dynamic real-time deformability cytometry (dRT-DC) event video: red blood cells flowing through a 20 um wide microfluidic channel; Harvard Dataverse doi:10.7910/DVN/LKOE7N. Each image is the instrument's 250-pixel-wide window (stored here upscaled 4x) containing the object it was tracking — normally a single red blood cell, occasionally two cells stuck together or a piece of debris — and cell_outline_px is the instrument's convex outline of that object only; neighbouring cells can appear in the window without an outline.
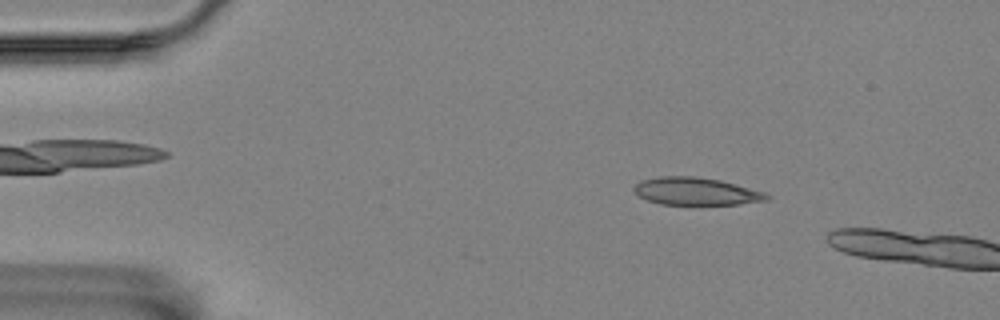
{"species": "Egyptian fruit bat (a non-hibernating species)", "species_latin": "Rousettus aegyptiacus", "temperature_condition": "room temperature", "stored_images_in_passage": 3, "camera_frame_rate_fps": 3000, "um_per_image_px": 0.085, "animal": {"sex": "female"}, "frame": {"image": 1, "passage_image": 2, "time_ms": 0.333, "image_size_px": [1000, 320], "cell_outline_px": [[772, 196], [768, 200], [740, 204], [660, 204], [648, 200], [640, 196], [632, 188], [640, 180], [660, 176], [696, 176], [720, 180], [764, 192]], "centroid_in_image_um": [59.16, 16.25], "position_along_channel_um": 25.8, "area_um2": 21.21}}